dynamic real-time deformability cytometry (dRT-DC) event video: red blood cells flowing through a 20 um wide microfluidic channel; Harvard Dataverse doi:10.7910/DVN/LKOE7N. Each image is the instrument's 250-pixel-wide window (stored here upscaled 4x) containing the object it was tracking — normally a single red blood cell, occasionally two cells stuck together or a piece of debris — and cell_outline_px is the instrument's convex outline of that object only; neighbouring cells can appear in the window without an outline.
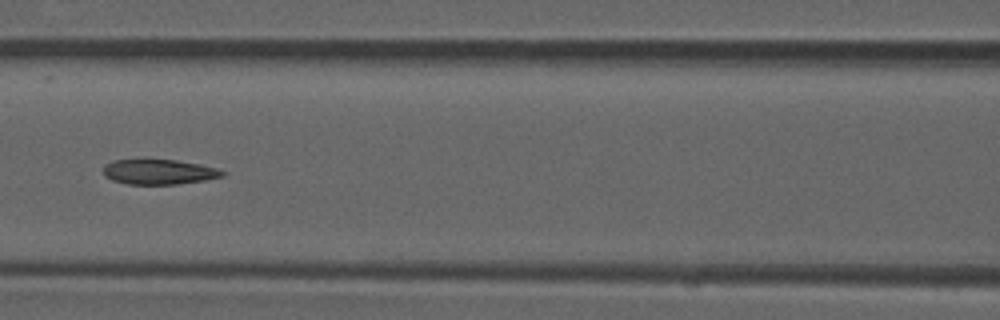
{"species": "common noctule bat (a hibernating species)", "species_latin": "Nyctalus noctula", "temperature_condition": "room temperature", "stored_images_in_passage": 8, "camera_frame_rate_fps": 3000, "um_per_image_px": 0.085, "animal": {"sex": "male", "forearm_length_mm": 52.5}, "frame": {"image": 1, "passage_image": 7, "time_ms": 2.0, "image_size_px": [1000, 320], "cell_outline_px": [[228, 172], [224, 176], [204, 180], [176, 184], [128, 184], [112, 180], [104, 176], [104, 164], [112, 160], [144, 156], [176, 160], [200, 164], [216, 168]], "centroid_in_image_um": [13.45, 14.55], "position_along_channel_um": 153.1, "area_um2": 18.26}}
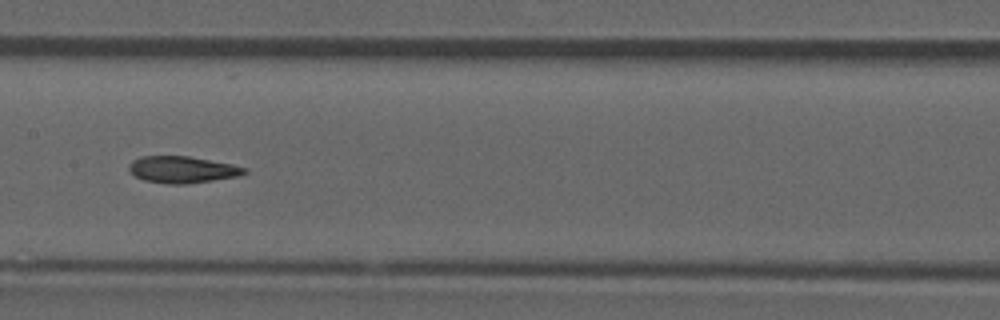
{"frame": {"image": 2, "passage_image": 8, "time_ms": 2.333, "image_size_px": [1000, 320], "cell_outline_px": [[248, 172], [240, 176], [188, 184], [168, 184], [144, 180], [136, 176], [128, 168], [132, 160], [140, 156], [188, 156], [232, 164], [248, 168]], "centroid_in_image_um": [15.53, 14.42], "position_along_channel_um": 191.9, "area_um2": 18.03}}